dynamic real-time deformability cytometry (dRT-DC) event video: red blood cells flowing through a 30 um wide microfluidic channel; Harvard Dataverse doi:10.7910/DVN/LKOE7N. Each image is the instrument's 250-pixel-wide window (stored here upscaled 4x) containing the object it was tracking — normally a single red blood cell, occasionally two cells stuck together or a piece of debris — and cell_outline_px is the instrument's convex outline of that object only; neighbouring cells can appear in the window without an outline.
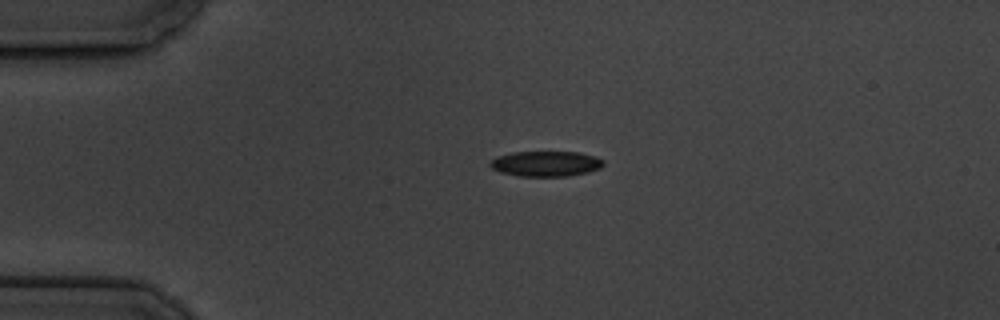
{"species": "common noctule bat (a hibernating species)", "species_latin": "Nyctalus noctula", "temperature_condition": "cold", "stored_images_in_passage": 2, "camera_frame_rate_fps": 3000, "um_per_image_px": 0.085, "animal": {"sex": "male", "body_mass_g": 19.5, "forearm_length_mm": 54.6}, "frame": {"image": 1, "passage_image": 1, "time_ms": 0.0, "image_size_px": [1000, 320], "cell_outline_px": [[604, 164], [600, 168], [588, 172], [568, 176], [520, 176], [500, 172], [492, 168], [488, 164], [496, 156], [512, 152], [580, 152], [596, 156], [604, 160]], "centroid_in_image_um": [46.41, 13.91], "position_along_channel_um": 38.6, "area_um2": 16.82}}